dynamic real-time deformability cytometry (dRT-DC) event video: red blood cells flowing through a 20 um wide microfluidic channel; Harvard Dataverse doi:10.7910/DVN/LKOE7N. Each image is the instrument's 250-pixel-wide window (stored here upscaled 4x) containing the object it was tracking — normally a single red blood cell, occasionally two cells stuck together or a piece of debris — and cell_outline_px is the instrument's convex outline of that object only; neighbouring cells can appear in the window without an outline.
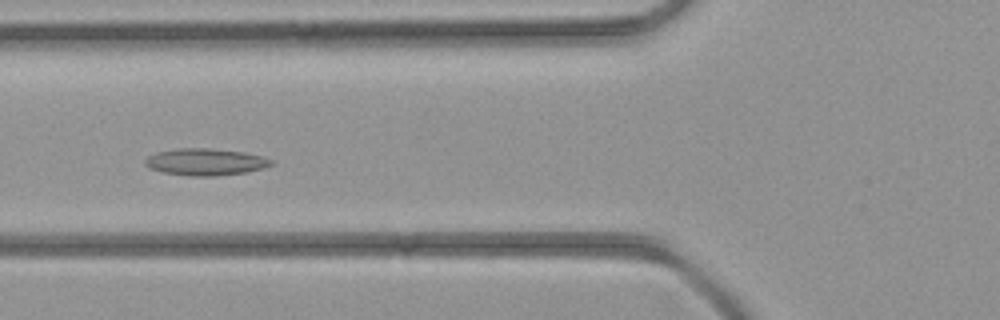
{"species": "common noctule bat (a hibernating species)", "species_latin": "Nyctalus noctula", "temperature_condition": "room temperature", "stored_images_in_passage": 41, "camera_frame_rate_fps": 3000, "um_per_image_px": 0.085, "animal": {"sex": "female", "body_mass_g": 21.9}, "frame": {"image": 1, "passage_image": 14, "time_ms": 4.333, "image_size_px": [1000, 320], "cell_outline_px": [[272, 164], [264, 168], [248, 172], [216, 176], [188, 176], [160, 172], [148, 168], [144, 164], [144, 160], [148, 156], [156, 152], [180, 148], [208, 148], [244, 152], [260, 156], [272, 160]], "centroid_in_image_um": [17.42, 13.77], "position_along_channel_um": 108.4, "area_um2": 19.88}}
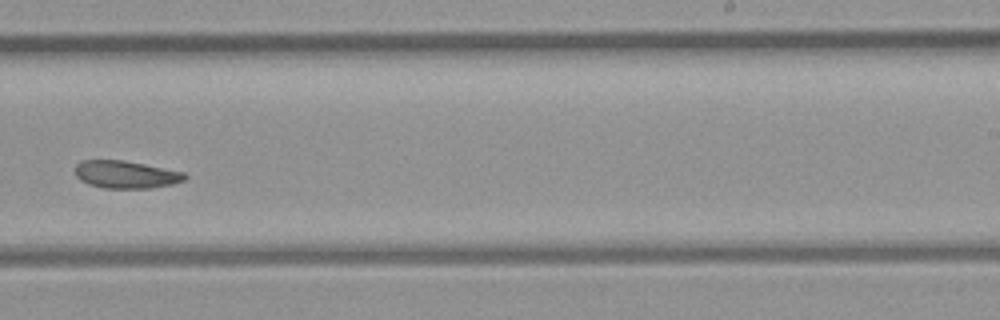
{"frame": {"image": 2, "passage_image": 25, "time_ms": 8.0, "image_size_px": [1000, 320], "cell_outline_px": [[188, 176], [184, 180], [172, 184], [152, 188], [104, 188], [88, 184], [80, 180], [76, 176], [72, 168], [80, 160], [124, 160], [184, 172]], "centroid_in_image_um": [10.65, 14.83], "position_along_channel_um": 278.4, "area_um2": 17.8}}
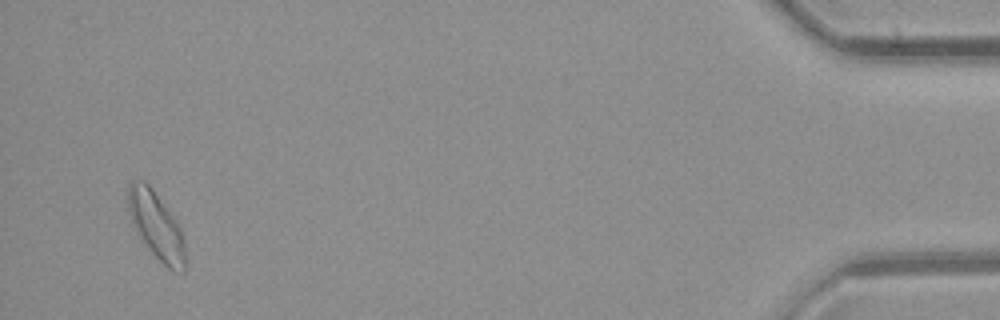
{"frame": {"image": 3, "passage_image": 40, "time_ms": 13.0, "image_size_px": [1000, 320], "cell_outline_px": [[184, 272], [172, 272], [152, 252], [136, 232], [128, 208], [128, 184], [132, 180], [144, 180], [148, 184], [176, 220], [180, 228], [184, 244]], "centroid_in_image_um": [13.27, 19.16], "position_along_channel_um": 421.9, "area_um2": 21.85}}